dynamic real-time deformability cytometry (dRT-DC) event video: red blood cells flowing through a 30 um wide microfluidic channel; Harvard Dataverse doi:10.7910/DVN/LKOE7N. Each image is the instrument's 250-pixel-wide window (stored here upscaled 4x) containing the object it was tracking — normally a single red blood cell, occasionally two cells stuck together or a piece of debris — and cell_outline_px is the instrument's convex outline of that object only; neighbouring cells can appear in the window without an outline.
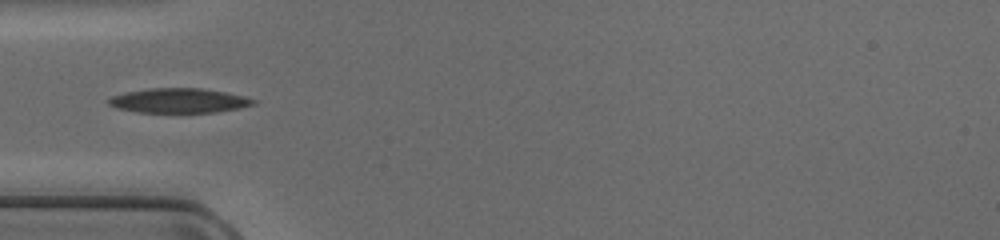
{"species": "common noctule bat (a hibernating species)", "species_latin": "Nyctalus noctula", "temperature_condition": "cold", "stored_images_in_passage": 33, "camera_frame_rate_fps": 3000, "um_per_image_px": 0.085, "animal": {"sex": "female", "body_mass_g": 17.0, "forearm_length_mm": 48.0}, "frame": {"image": 1, "passage_image": 1, "time_ms": 0.0, "image_size_px": [1000, 240], "cell_outline_px": [[256, 104], [240, 108], [216, 112], [136, 112], [116, 108], [108, 104], [108, 100], [112, 96], [128, 92], [152, 88], [200, 88], [224, 92], [244, 96], [256, 100]], "centroid_in_image_um": [15.23, 8.55], "position_along_channel_um": 69.8, "area_um2": 20.58}}
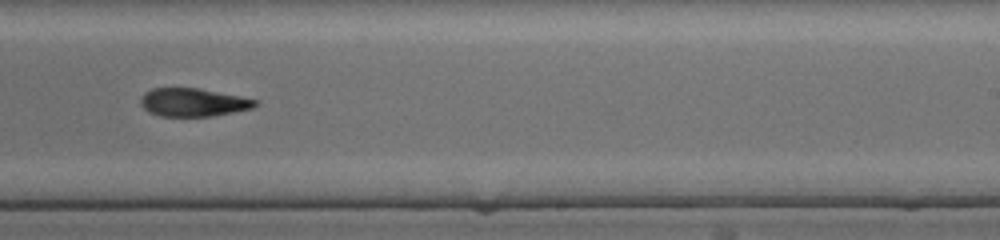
{"frame": {"image": 2, "passage_image": 15, "time_ms": 4.667, "image_size_px": [1000, 240], "cell_outline_px": [[260, 104], [252, 108], [212, 116], [160, 116], [148, 112], [140, 104], [140, 96], [144, 92], [152, 88], [200, 88], [260, 100]], "centroid_in_image_um": [16.42, 8.69], "position_along_channel_um": 272.6, "area_um2": 19.02}}
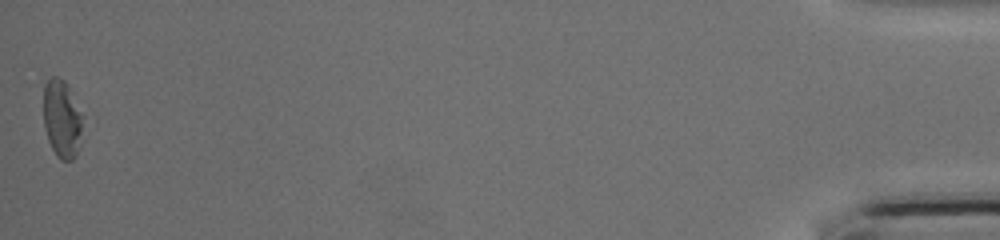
{"frame": {"image": 3, "passage_image": 33, "time_ms": 10.667, "image_size_px": [1000, 240], "cell_outline_px": [[84, 116], [80, 144], [76, 156], [72, 160], [60, 160], [56, 156], [48, 140], [44, 128], [44, 84], [52, 76], [60, 76], [64, 80]], "centroid_in_image_um": [5.28, 10.12], "position_along_channel_um": 429.9, "area_um2": 18.09}}